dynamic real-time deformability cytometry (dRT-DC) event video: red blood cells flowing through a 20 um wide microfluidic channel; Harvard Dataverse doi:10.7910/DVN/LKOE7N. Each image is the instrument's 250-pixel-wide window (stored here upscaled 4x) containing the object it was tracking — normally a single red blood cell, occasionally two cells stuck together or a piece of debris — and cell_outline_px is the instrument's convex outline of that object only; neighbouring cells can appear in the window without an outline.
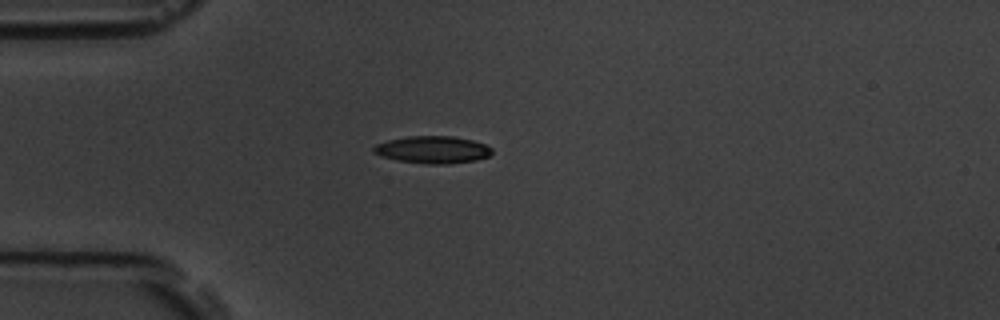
{"species": "common noctule bat (a hibernating species)", "species_latin": "Nyctalus noctula", "temperature_condition": "room temperature", "stored_images_in_passage": 8, "camera_frame_rate_fps": 3000, "um_per_image_px": 0.085, "animal": {"sex": "male", "body_mass_g": 19.5, "forearm_length_mm": 54.6}, "frame": {"image": 1, "passage_image": 3, "time_ms": 0.667, "image_size_px": [1000, 320], "cell_outline_px": [[492, 152], [488, 156], [476, 160], [444, 164], [424, 164], [396, 160], [380, 156], [372, 152], [372, 148], [376, 144], [388, 140], [408, 136], [452, 136], [472, 140], [484, 144], [492, 148]], "centroid_in_image_um": [36.74, 12.72], "position_along_channel_um": 48.3, "area_um2": 18.84}}
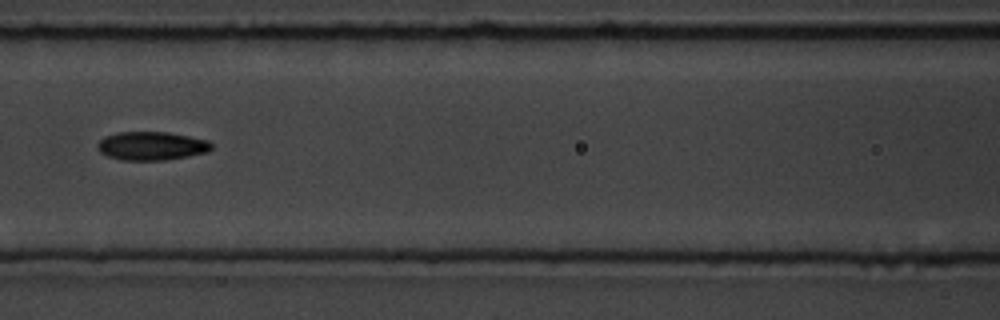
{"frame": {"image": 2, "passage_image": 6, "time_ms": 1.667, "image_size_px": [1000, 320], "cell_outline_px": [[212, 148], [208, 152], [188, 156], [164, 160], [120, 160], [108, 156], [100, 152], [96, 144], [104, 136], [116, 132], [168, 132], [208, 140], [212, 144]], "centroid_in_image_um": [12.87, 12.4], "position_along_channel_um": 153.7, "area_um2": 19.02}}
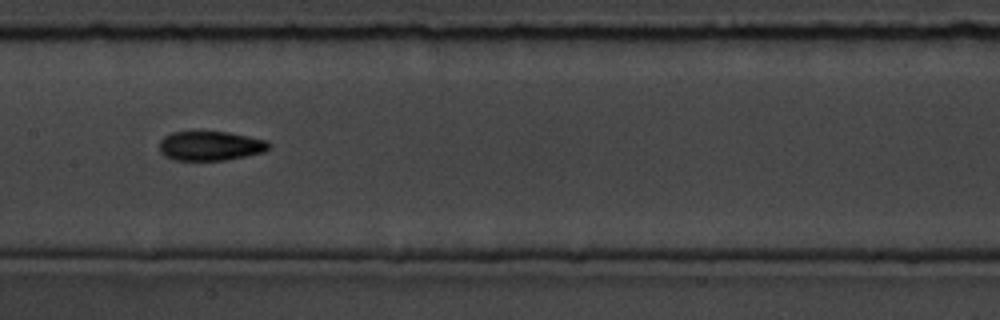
{"frame": {"image": 3, "passage_image": 7, "time_ms": 2.0, "image_size_px": [1000, 320], "cell_outline_px": [[272, 144], [264, 152], [224, 160], [176, 160], [164, 156], [160, 152], [160, 140], [164, 136], [172, 132], [228, 132], [268, 140]], "centroid_in_image_um": [17.89, 12.39], "position_along_channel_um": 189.5, "area_um2": 18.73}}